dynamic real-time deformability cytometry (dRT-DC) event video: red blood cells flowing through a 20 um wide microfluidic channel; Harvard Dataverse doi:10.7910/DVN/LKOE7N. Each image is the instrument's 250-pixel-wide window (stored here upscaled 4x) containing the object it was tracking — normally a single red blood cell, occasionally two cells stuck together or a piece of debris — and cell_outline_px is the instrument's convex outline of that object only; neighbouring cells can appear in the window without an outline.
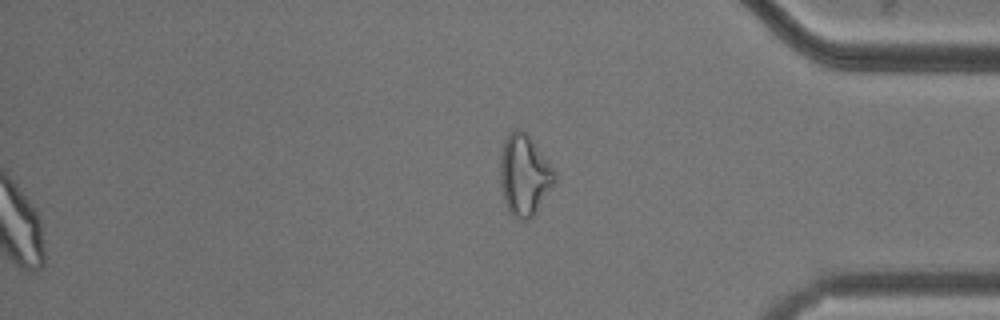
{"species": "common noctule bat (a hibernating species)", "species_latin": "Nyctalus noctula", "temperature_condition": "cold", "stored_images_in_passage": 49, "segment_of_instrument_passage": [2, 2], "camera_frame_rate_fps": 3000, "um_per_image_px": 0.085, "animal": {"sex": "male", "body_mass_g": 20.5, "forearm_length_mm": 52.5}, "frame": {"image": 1, "passage_image": 49, "time_ms": 16.0, "image_size_px": [1000, 320], "cell_outline_px": [[556, 180], [536, 212], [528, 220], [516, 220], [508, 212], [504, 200], [500, 184], [500, 156], [504, 140], [508, 132], [516, 128], [520, 128], [528, 136], [556, 172]], "centroid_in_image_um": [44.53, 14.91], "position_along_channel_um": 390.7, "area_um2": 25.66}}